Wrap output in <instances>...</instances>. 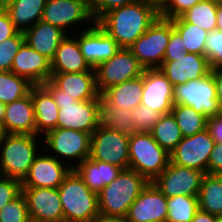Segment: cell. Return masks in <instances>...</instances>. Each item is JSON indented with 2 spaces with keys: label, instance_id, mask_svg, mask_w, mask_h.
<instances>
[{
  "label": "cell",
  "instance_id": "1",
  "mask_svg": "<svg viewBox=\"0 0 222 222\" xmlns=\"http://www.w3.org/2000/svg\"><path fill=\"white\" fill-rule=\"evenodd\" d=\"M158 17L159 13L153 7L137 0L109 10L96 24L111 36L120 48L129 49Z\"/></svg>",
  "mask_w": 222,
  "mask_h": 222
},
{
  "label": "cell",
  "instance_id": "2",
  "mask_svg": "<svg viewBox=\"0 0 222 222\" xmlns=\"http://www.w3.org/2000/svg\"><path fill=\"white\" fill-rule=\"evenodd\" d=\"M42 150L43 137L7 133L0 142V173L22 182Z\"/></svg>",
  "mask_w": 222,
  "mask_h": 222
},
{
  "label": "cell",
  "instance_id": "3",
  "mask_svg": "<svg viewBox=\"0 0 222 222\" xmlns=\"http://www.w3.org/2000/svg\"><path fill=\"white\" fill-rule=\"evenodd\" d=\"M148 183L137 171L122 169L117 178L98 193L99 213L126 217L129 207Z\"/></svg>",
  "mask_w": 222,
  "mask_h": 222
},
{
  "label": "cell",
  "instance_id": "4",
  "mask_svg": "<svg viewBox=\"0 0 222 222\" xmlns=\"http://www.w3.org/2000/svg\"><path fill=\"white\" fill-rule=\"evenodd\" d=\"M64 222H91L99 213L98 194L92 192L74 169L58 187Z\"/></svg>",
  "mask_w": 222,
  "mask_h": 222
},
{
  "label": "cell",
  "instance_id": "5",
  "mask_svg": "<svg viewBox=\"0 0 222 222\" xmlns=\"http://www.w3.org/2000/svg\"><path fill=\"white\" fill-rule=\"evenodd\" d=\"M170 154L151 133L129 135V168L153 182L168 166Z\"/></svg>",
  "mask_w": 222,
  "mask_h": 222
},
{
  "label": "cell",
  "instance_id": "6",
  "mask_svg": "<svg viewBox=\"0 0 222 222\" xmlns=\"http://www.w3.org/2000/svg\"><path fill=\"white\" fill-rule=\"evenodd\" d=\"M91 134L73 129L55 128L43 136V149L74 169L90 156Z\"/></svg>",
  "mask_w": 222,
  "mask_h": 222
},
{
  "label": "cell",
  "instance_id": "7",
  "mask_svg": "<svg viewBox=\"0 0 222 222\" xmlns=\"http://www.w3.org/2000/svg\"><path fill=\"white\" fill-rule=\"evenodd\" d=\"M41 20L60 27L67 34L84 31L96 23L90 0H46Z\"/></svg>",
  "mask_w": 222,
  "mask_h": 222
},
{
  "label": "cell",
  "instance_id": "8",
  "mask_svg": "<svg viewBox=\"0 0 222 222\" xmlns=\"http://www.w3.org/2000/svg\"><path fill=\"white\" fill-rule=\"evenodd\" d=\"M173 29L170 19L159 16L149 29L129 47L144 69H156L162 65Z\"/></svg>",
  "mask_w": 222,
  "mask_h": 222
},
{
  "label": "cell",
  "instance_id": "9",
  "mask_svg": "<svg viewBox=\"0 0 222 222\" xmlns=\"http://www.w3.org/2000/svg\"><path fill=\"white\" fill-rule=\"evenodd\" d=\"M174 104L190 106L207 118L222 113L216 98L215 80L211 72L201 79L175 86Z\"/></svg>",
  "mask_w": 222,
  "mask_h": 222
},
{
  "label": "cell",
  "instance_id": "10",
  "mask_svg": "<svg viewBox=\"0 0 222 222\" xmlns=\"http://www.w3.org/2000/svg\"><path fill=\"white\" fill-rule=\"evenodd\" d=\"M89 158L129 168V135L99 125L91 134Z\"/></svg>",
  "mask_w": 222,
  "mask_h": 222
},
{
  "label": "cell",
  "instance_id": "11",
  "mask_svg": "<svg viewBox=\"0 0 222 222\" xmlns=\"http://www.w3.org/2000/svg\"><path fill=\"white\" fill-rule=\"evenodd\" d=\"M96 87L101 94L111 86L141 76L144 67L129 49L121 48L112 58L95 68Z\"/></svg>",
  "mask_w": 222,
  "mask_h": 222
},
{
  "label": "cell",
  "instance_id": "12",
  "mask_svg": "<svg viewBox=\"0 0 222 222\" xmlns=\"http://www.w3.org/2000/svg\"><path fill=\"white\" fill-rule=\"evenodd\" d=\"M215 141L205 129L190 137H183L170 153V161L178 166L188 167L207 174L208 161Z\"/></svg>",
  "mask_w": 222,
  "mask_h": 222
},
{
  "label": "cell",
  "instance_id": "13",
  "mask_svg": "<svg viewBox=\"0 0 222 222\" xmlns=\"http://www.w3.org/2000/svg\"><path fill=\"white\" fill-rule=\"evenodd\" d=\"M204 175L202 171L178 166L170 161L153 183L166 197L182 194L198 196Z\"/></svg>",
  "mask_w": 222,
  "mask_h": 222
},
{
  "label": "cell",
  "instance_id": "14",
  "mask_svg": "<svg viewBox=\"0 0 222 222\" xmlns=\"http://www.w3.org/2000/svg\"><path fill=\"white\" fill-rule=\"evenodd\" d=\"M57 127L92 134L100 125V99L57 104Z\"/></svg>",
  "mask_w": 222,
  "mask_h": 222
},
{
  "label": "cell",
  "instance_id": "15",
  "mask_svg": "<svg viewBox=\"0 0 222 222\" xmlns=\"http://www.w3.org/2000/svg\"><path fill=\"white\" fill-rule=\"evenodd\" d=\"M71 168L44 149L35 158L29 172L21 182L22 188H58Z\"/></svg>",
  "mask_w": 222,
  "mask_h": 222
},
{
  "label": "cell",
  "instance_id": "16",
  "mask_svg": "<svg viewBox=\"0 0 222 222\" xmlns=\"http://www.w3.org/2000/svg\"><path fill=\"white\" fill-rule=\"evenodd\" d=\"M30 221L64 222L58 188H22Z\"/></svg>",
  "mask_w": 222,
  "mask_h": 222
},
{
  "label": "cell",
  "instance_id": "17",
  "mask_svg": "<svg viewBox=\"0 0 222 222\" xmlns=\"http://www.w3.org/2000/svg\"><path fill=\"white\" fill-rule=\"evenodd\" d=\"M141 105L162 114L171 113L174 105V86L158 69H145L142 74Z\"/></svg>",
  "mask_w": 222,
  "mask_h": 222
},
{
  "label": "cell",
  "instance_id": "18",
  "mask_svg": "<svg viewBox=\"0 0 222 222\" xmlns=\"http://www.w3.org/2000/svg\"><path fill=\"white\" fill-rule=\"evenodd\" d=\"M73 35L78 39L81 53L92 68L109 60L121 49L117 42L96 23L89 29Z\"/></svg>",
  "mask_w": 222,
  "mask_h": 222
},
{
  "label": "cell",
  "instance_id": "19",
  "mask_svg": "<svg viewBox=\"0 0 222 222\" xmlns=\"http://www.w3.org/2000/svg\"><path fill=\"white\" fill-rule=\"evenodd\" d=\"M168 215L166 196L149 182L129 207L128 222H166Z\"/></svg>",
  "mask_w": 222,
  "mask_h": 222
},
{
  "label": "cell",
  "instance_id": "20",
  "mask_svg": "<svg viewBox=\"0 0 222 222\" xmlns=\"http://www.w3.org/2000/svg\"><path fill=\"white\" fill-rule=\"evenodd\" d=\"M175 87L191 80L201 79L211 71L205 55L186 53L174 58V61H163L158 68Z\"/></svg>",
  "mask_w": 222,
  "mask_h": 222
},
{
  "label": "cell",
  "instance_id": "21",
  "mask_svg": "<svg viewBox=\"0 0 222 222\" xmlns=\"http://www.w3.org/2000/svg\"><path fill=\"white\" fill-rule=\"evenodd\" d=\"M11 72L26 78L33 85H42L51 78V60L24 42L14 57Z\"/></svg>",
  "mask_w": 222,
  "mask_h": 222
},
{
  "label": "cell",
  "instance_id": "22",
  "mask_svg": "<svg viewBox=\"0 0 222 222\" xmlns=\"http://www.w3.org/2000/svg\"><path fill=\"white\" fill-rule=\"evenodd\" d=\"M3 126L8 134H36L34 106L30 92L5 104Z\"/></svg>",
  "mask_w": 222,
  "mask_h": 222
},
{
  "label": "cell",
  "instance_id": "23",
  "mask_svg": "<svg viewBox=\"0 0 222 222\" xmlns=\"http://www.w3.org/2000/svg\"><path fill=\"white\" fill-rule=\"evenodd\" d=\"M50 81L77 101L100 99L96 87L95 71L51 74Z\"/></svg>",
  "mask_w": 222,
  "mask_h": 222
},
{
  "label": "cell",
  "instance_id": "24",
  "mask_svg": "<svg viewBox=\"0 0 222 222\" xmlns=\"http://www.w3.org/2000/svg\"><path fill=\"white\" fill-rule=\"evenodd\" d=\"M52 74L95 71L81 53L78 39L68 34L59 44L51 60Z\"/></svg>",
  "mask_w": 222,
  "mask_h": 222
},
{
  "label": "cell",
  "instance_id": "25",
  "mask_svg": "<svg viewBox=\"0 0 222 222\" xmlns=\"http://www.w3.org/2000/svg\"><path fill=\"white\" fill-rule=\"evenodd\" d=\"M142 88V75L111 86L100 94V107H118L121 110H133L141 104Z\"/></svg>",
  "mask_w": 222,
  "mask_h": 222
},
{
  "label": "cell",
  "instance_id": "26",
  "mask_svg": "<svg viewBox=\"0 0 222 222\" xmlns=\"http://www.w3.org/2000/svg\"><path fill=\"white\" fill-rule=\"evenodd\" d=\"M30 94L35 112L36 135L43 137L57 128L59 107L43 85H33Z\"/></svg>",
  "mask_w": 222,
  "mask_h": 222
},
{
  "label": "cell",
  "instance_id": "27",
  "mask_svg": "<svg viewBox=\"0 0 222 222\" xmlns=\"http://www.w3.org/2000/svg\"><path fill=\"white\" fill-rule=\"evenodd\" d=\"M67 35L60 27L42 20L24 32L25 43L49 60L54 58L60 42Z\"/></svg>",
  "mask_w": 222,
  "mask_h": 222
},
{
  "label": "cell",
  "instance_id": "28",
  "mask_svg": "<svg viewBox=\"0 0 222 222\" xmlns=\"http://www.w3.org/2000/svg\"><path fill=\"white\" fill-rule=\"evenodd\" d=\"M74 170L81 177L84 184L98 194L103 187L117 178L122 168L98 160L84 159Z\"/></svg>",
  "mask_w": 222,
  "mask_h": 222
},
{
  "label": "cell",
  "instance_id": "29",
  "mask_svg": "<svg viewBox=\"0 0 222 222\" xmlns=\"http://www.w3.org/2000/svg\"><path fill=\"white\" fill-rule=\"evenodd\" d=\"M46 0H4V9L19 32H25L42 18Z\"/></svg>",
  "mask_w": 222,
  "mask_h": 222
},
{
  "label": "cell",
  "instance_id": "30",
  "mask_svg": "<svg viewBox=\"0 0 222 222\" xmlns=\"http://www.w3.org/2000/svg\"><path fill=\"white\" fill-rule=\"evenodd\" d=\"M199 209L215 216H222V185L210 174H205L198 194Z\"/></svg>",
  "mask_w": 222,
  "mask_h": 222
},
{
  "label": "cell",
  "instance_id": "31",
  "mask_svg": "<svg viewBox=\"0 0 222 222\" xmlns=\"http://www.w3.org/2000/svg\"><path fill=\"white\" fill-rule=\"evenodd\" d=\"M170 20L174 29L183 39L184 50L187 53L205 55L206 40L209 33L195 24L185 22L181 17Z\"/></svg>",
  "mask_w": 222,
  "mask_h": 222
},
{
  "label": "cell",
  "instance_id": "32",
  "mask_svg": "<svg viewBox=\"0 0 222 222\" xmlns=\"http://www.w3.org/2000/svg\"><path fill=\"white\" fill-rule=\"evenodd\" d=\"M151 134L155 141L169 154L183 139L180 127L172 113L162 114Z\"/></svg>",
  "mask_w": 222,
  "mask_h": 222
},
{
  "label": "cell",
  "instance_id": "33",
  "mask_svg": "<svg viewBox=\"0 0 222 222\" xmlns=\"http://www.w3.org/2000/svg\"><path fill=\"white\" fill-rule=\"evenodd\" d=\"M217 0H201L180 17L188 23L201 27L208 33L217 30Z\"/></svg>",
  "mask_w": 222,
  "mask_h": 222
},
{
  "label": "cell",
  "instance_id": "34",
  "mask_svg": "<svg viewBox=\"0 0 222 222\" xmlns=\"http://www.w3.org/2000/svg\"><path fill=\"white\" fill-rule=\"evenodd\" d=\"M171 113L175 117L183 137L193 136L207 127L208 118L190 106L174 104Z\"/></svg>",
  "mask_w": 222,
  "mask_h": 222
},
{
  "label": "cell",
  "instance_id": "35",
  "mask_svg": "<svg viewBox=\"0 0 222 222\" xmlns=\"http://www.w3.org/2000/svg\"><path fill=\"white\" fill-rule=\"evenodd\" d=\"M33 84L11 71H0V102L8 104L25 97Z\"/></svg>",
  "mask_w": 222,
  "mask_h": 222
},
{
  "label": "cell",
  "instance_id": "36",
  "mask_svg": "<svg viewBox=\"0 0 222 222\" xmlns=\"http://www.w3.org/2000/svg\"><path fill=\"white\" fill-rule=\"evenodd\" d=\"M100 125L127 135L136 133L133 110L118 107H100Z\"/></svg>",
  "mask_w": 222,
  "mask_h": 222
},
{
  "label": "cell",
  "instance_id": "37",
  "mask_svg": "<svg viewBox=\"0 0 222 222\" xmlns=\"http://www.w3.org/2000/svg\"><path fill=\"white\" fill-rule=\"evenodd\" d=\"M168 215L166 222H191L199 210L198 196L178 195L166 197Z\"/></svg>",
  "mask_w": 222,
  "mask_h": 222
},
{
  "label": "cell",
  "instance_id": "38",
  "mask_svg": "<svg viewBox=\"0 0 222 222\" xmlns=\"http://www.w3.org/2000/svg\"><path fill=\"white\" fill-rule=\"evenodd\" d=\"M26 199L21 192L0 209V222H29Z\"/></svg>",
  "mask_w": 222,
  "mask_h": 222
},
{
  "label": "cell",
  "instance_id": "39",
  "mask_svg": "<svg viewBox=\"0 0 222 222\" xmlns=\"http://www.w3.org/2000/svg\"><path fill=\"white\" fill-rule=\"evenodd\" d=\"M24 42V33L18 32L0 43V71H11L14 57Z\"/></svg>",
  "mask_w": 222,
  "mask_h": 222
},
{
  "label": "cell",
  "instance_id": "40",
  "mask_svg": "<svg viewBox=\"0 0 222 222\" xmlns=\"http://www.w3.org/2000/svg\"><path fill=\"white\" fill-rule=\"evenodd\" d=\"M161 114L148 106L139 105L133 109V121L136 133H151L153 127L160 119Z\"/></svg>",
  "mask_w": 222,
  "mask_h": 222
},
{
  "label": "cell",
  "instance_id": "41",
  "mask_svg": "<svg viewBox=\"0 0 222 222\" xmlns=\"http://www.w3.org/2000/svg\"><path fill=\"white\" fill-rule=\"evenodd\" d=\"M205 56L212 68H222V31L214 30L209 33L206 46Z\"/></svg>",
  "mask_w": 222,
  "mask_h": 222
},
{
  "label": "cell",
  "instance_id": "42",
  "mask_svg": "<svg viewBox=\"0 0 222 222\" xmlns=\"http://www.w3.org/2000/svg\"><path fill=\"white\" fill-rule=\"evenodd\" d=\"M22 192L21 181L1 176L0 177V209Z\"/></svg>",
  "mask_w": 222,
  "mask_h": 222
},
{
  "label": "cell",
  "instance_id": "43",
  "mask_svg": "<svg viewBox=\"0 0 222 222\" xmlns=\"http://www.w3.org/2000/svg\"><path fill=\"white\" fill-rule=\"evenodd\" d=\"M200 1L201 0H169V3L159 12V16L165 19L180 17Z\"/></svg>",
  "mask_w": 222,
  "mask_h": 222
},
{
  "label": "cell",
  "instance_id": "44",
  "mask_svg": "<svg viewBox=\"0 0 222 222\" xmlns=\"http://www.w3.org/2000/svg\"><path fill=\"white\" fill-rule=\"evenodd\" d=\"M135 1L137 0H90L93 19L97 21L103 14H105L109 10L125 6L126 4Z\"/></svg>",
  "mask_w": 222,
  "mask_h": 222
},
{
  "label": "cell",
  "instance_id": "45",
  "mask_svg": "<svg viewBox=\"0 0 222 222\" xmlns=\"http://www.w3.org/2000/svg\"><path fill=\"white\" fill-rule=\"evenodd\" d=\"M182 41L183 39L180 34L173 29L171 31L169 44L167 45L163 61H174V58L186 55L187 52L184 50Z\"/></svg>",
  "mask_w": 222,
  "mask_h": 222
},
{
  "label": "cell",
  "instance_id": "46",
  "mask_svg": "<svg viewBox=\"0 0 222 222\" xmlns=\"http://www.w3.org/2000/svg\"><path fill=\"white\" fill-rule=\"evenodd\" d=\"M19 31L14 26L8 12L0 9V43L5 39L15 36Z\"/></svg>",
  "mask_w": 222,
  "mask_h": 222
},
{
  "label": "cell",
  "instance_id": "47",
  "mask_svg": "<svg viewBox=\"0 0 222 222\" xmlns=\"http://www.w3.org/2000/svg\"><path fill=\"white\" fill-rule=\"evenodd\" d=\"M222 171V143H215L208 161L207 174L213 175Z\"/></svg>",
  "mask_w": 222,
  "mask_h": 222
},
{
  "label": "cell",
  "instance_id": "48",
  "mask_svg": "<svg viewBox=\"0 0 222 222\" xmlns=\"http://www.w3.org/2000/svg\"><path fill=\"white\" fill-rule=\"evenodd\" d=\"M206 129L215 143H222V113L208 118Z\"/></svg>",
  "mask_w": 222,
  "mask_h": 222
},
{
  "label": "cell",
  "instance_id": "49",
  "mask_svg": "<svg viewBox=\"0 0 222 222\" xmlns=\"http://www.w3.org/2000/svg\"><path fill=\"white\" fill-rule=\"evenodd\" d=\"M53 96L56 104L75 103L77 100L58 89L50 80L42 84Z\"/></svg>",
  "mask_w": 222,
  "mask_h": 222
},
{
  "label": "cell",
  "instance_id": "50",
  "mask_svg": "<svg viewBox=\"0 0 222 222\" xmlns=\"http://www.w3.org/2000/svg\"><path fill=\"white\" fill-rule=\"evenodd\" d=\"M210 72L215 80L216 98L222 111V68H212Z\"/></svg>",
  "mask_w": 222,
  "mask_h": 222
},
{
  "label": "cell",
  "instance_id": "51",
  "mask_svg": "<svg viewBox=\"0 0 222 222\" xmlns=\"http://www.w3.org/2000/svg\"><path fill=\"white\" fill-rule=\"evenodd\" d=\"M91 222H128L126 217L98 213Z\"/></svg>",
  "mask_w": 222,
  "mask_h": 222
},
{
  "label": "cell",
  "instance_id": "52",
  "mask_svg": "<svg viewBox=\"0 0 222 222\" xmlns=\"http://www.w3.org/2000/svg\"><path fill=\"white\" fill-rule=\"evenodd\" d=\"M191 222H217V216L199 209Z\"/></svg>",
  "mask_w": 222,
  "mask_h": 222
},
{
  "label": "cell",
  "instance_id": "53",
  "mask_svg": "<svg viewBox=\"0 0 222 222\" xmlns=\"http://www.w3.org/2000/svg\"><path fill=\"white\" fill-rule=\"evenodd\" d=\"M148 6L153 7L158 13L169 3V0H142Z\"/></svg>",
  "mask_w": 222,
  "mask_h": 222
},
{
  "label": "cell",
  "instance_id": "54",
  "mask_svg": "<svg viewBox=\"0 0 222 222\" xmlns=\"http://www.w3.org/2000/svg\"><path fill=\"white\" fill-rule=\"evenodd\" d=\"M217 30L222 31V1L217 6Z\"/></svg>",
  "mask_w": 222,
  "mask_h": 222
},
{
  "label": "cell",
  "instance_id": "55",
  "mask_svg": "<svg viewBox=\"0 0 222 222\" xmlns=\"http://www.w3.org/2000/svg\"><path fill=\"white\" fill-rule=\"evenodd\" d=\"M6 131L3 126V122L0 121V142L5 138Z\"/></svg>",
  "mask_w": 222,
  "mask_h": 222
},
{
  "label": "cell",
  "instance_id": "56",
  "mask_svg": "<svg viewBox=\"0 0 222 222\" xmlns=\"http://www.w3.org/2000/svg\"><path fill=\"white\" fill-rule=\"evenodd\" d=\"M4 112H5V104H2L0 102V121L1 122H3Z\"/></svg>",
  "mask_w": 222,
  "mask_h": 222
},
{
  "label": "cell",
  "instance_id": "57",
  "mask_svg": "<svg viewBox=\"0 0 222 222\" xmlns=\"http://www.w3.org/2000/svg\"><path fill=\"white\" fill-rule=\"evenodd\" d=\"M213 176L220 182V184L222 185V171H219L215 174H213Z\"/></svg>",
  "mask_w": 222,
  "mask_h": 222
},
{
  "label": "cell",
  "instance_id": "58",
  "mask_svg": "<svg viewBox=\"0 0 222 222\" xmlns=\"http://www.w3.org/2000/svg\"><path fill=\"white\" fill-rule=\"evenodd\" d=\"M3 5H4V0H0V9L3 8Z\"/></svg>",
  "mask_w": 222,
  "mask_h": 222
},
{
  "label": "cell",
  "instance_id": "59",
  "mask_svg": "<svg viewBox=\"0 0 222 222\" xmlns=\"http://www.w3.org/2000/svg\"><path fill=\"white\" fill-rule=\"evenodd\" d=\"M217 222H222V216L217 217Z\"/></svg>",
  "mask_w": 222,
  "mask_h": 222
}]
</instances>
